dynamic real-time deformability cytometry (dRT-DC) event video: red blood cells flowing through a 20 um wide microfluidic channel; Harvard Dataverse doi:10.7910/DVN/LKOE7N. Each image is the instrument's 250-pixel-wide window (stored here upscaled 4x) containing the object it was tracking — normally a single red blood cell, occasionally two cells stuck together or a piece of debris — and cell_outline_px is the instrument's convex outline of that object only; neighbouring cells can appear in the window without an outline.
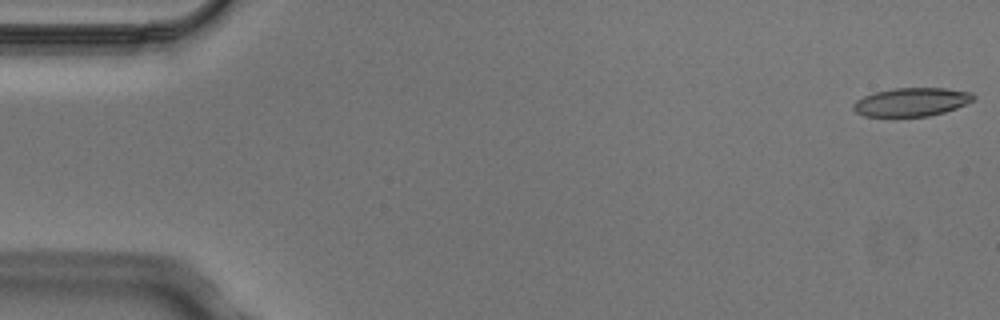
{"species": "Egyptian fruit bat (a non-hibernating species)", "species_latin": "Rousettus aegyptiacus", "temperature_condition": "cold", "stored_images_in_passage": 3, "camera_frame_rate_fps": 3000, "um_per_image_px": 0.085, "animal": {"sex": "male"}, "frame": {"image": 1, "passage_image": 1, "time_ms": 0.0, "image_size_px": [1000, 320], "cell_outline_px": [[976, 96], [972, 100], [956, 108], [944, 112], [928, 116], [864, 116], [856, 112], [852, 108], [852, 104], [856, 100], [872, 92], [892, 88], [944, 88], [972, 92]], "centroid_in_image_um": [77.44, 8.66], "position_along_channel_um": 7.6, "area_um2": 19.94}}